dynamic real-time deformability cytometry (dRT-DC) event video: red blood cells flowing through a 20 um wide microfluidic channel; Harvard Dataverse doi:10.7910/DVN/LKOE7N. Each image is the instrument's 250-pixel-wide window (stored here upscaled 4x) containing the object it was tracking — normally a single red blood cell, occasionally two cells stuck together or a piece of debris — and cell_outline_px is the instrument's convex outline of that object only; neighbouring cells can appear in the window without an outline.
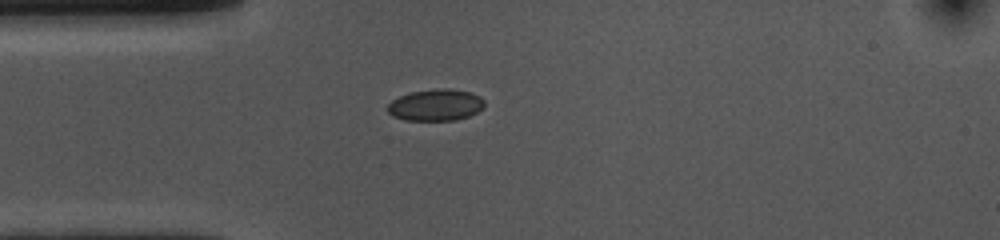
{"species": "common noctule bat (a hibernating species)", "species_latin": "Nyctalus noctula", "temperature_condition": "cold", "stored_images_in_passage": 41, "camera_frame_rate_fps": 3000, "um_per_image_px": 0.085, "animal": {"sex": "female", "body_mass_g": 10.0, "forearm_length_mm": 53.1}, "frame": {"image": 1, "passage_image": 1, "time_ms": 0.0, "image_size_px": [1000, 240], "cell_outline_px": [[484, 108], [468, 116], [456, 120], [404, 120], [392, 116], [388, 112], [388, 104], [392, 100], [400, 96], [412, 92], [436, 88], [448, 88], [472, 92], [480, 96], [484, 100]], "centroid_in_image_um": [37.05, 8.92], "position_along_channel_um": 47.9, "area_um2": 17.92}}
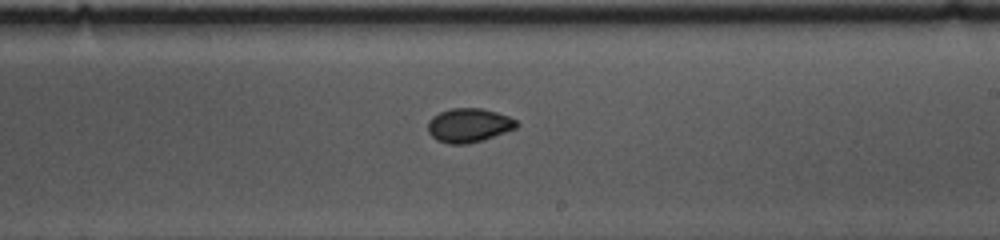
{"frame": {"image": 2, "passage_image": 18, "time_ms": 5.667, "image_size_px": [1000, 240], "cell_outline_px": [[520, 124], [516, 128], [484, 140], [464, 144], [448, 144], [436, 140], [428, 132], [428, 120], [432, 116], [440, 112], [452, 108], [480, 108], [496, 112], [508, 116], [516, 120]], "centroid_in_image_um": [39.84, 10.65], "position_along_channel_um": 249.2, "area_um2": 17.63}}
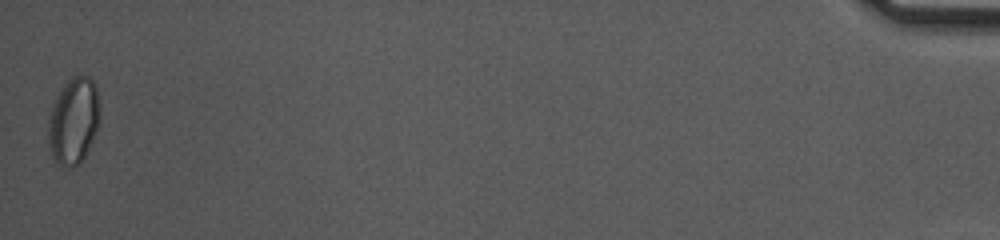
{"frame": {"image": 3, "passage_image": 41, "time_ms": 13.333, "image_size_px": [1000, 240], "cell_outline_px": [[100, 124], [80, 164], [72, 168], [60, 168], [56, 164], [52, 156], [48, 144], [48, 116], [60, 88], [72, 76], [80, 72], [88, 76], [96, 84], [100, 108]], "centroid_in_image_um": [6.25, 10.27], "position_along_channel_um": 428.9, "area_um2": 26.82}, "authors_computed_cell_mechanics": {"area_um2": 17.629, "velocity_mm_per_s": 3.6679, "shape_relaxation_time_tau1_ms": 5.1926, "shape_relaxation_time_tau2_ms": 1.7631, "deformation_change_tau1": 0.0913, "deformation_change_tau2": 0.0391}}